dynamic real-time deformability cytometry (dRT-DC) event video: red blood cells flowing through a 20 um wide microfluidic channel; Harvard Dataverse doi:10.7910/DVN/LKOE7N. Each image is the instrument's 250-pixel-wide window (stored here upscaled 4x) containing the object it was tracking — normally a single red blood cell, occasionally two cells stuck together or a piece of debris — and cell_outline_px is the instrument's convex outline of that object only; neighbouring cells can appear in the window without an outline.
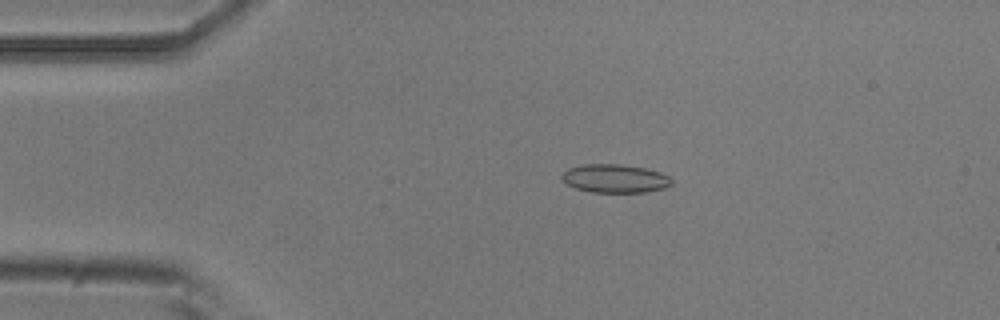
{"species": "common noctule bat (a hibernating species)", "species_latin": "Nyctalus noctula", "temperature_condition": "room temperature", "stored_images_in_passage": 4, "camera_frame_rate_fps": 3000, "um_per_image_px": 0.085, "animal": {"sex": "male", "body_mass_g": 20.5, "forearm_length_mm": 52.5}, "frame": {"image": 1, "passage_image": 3, "time_ms": 0.667, "image_size_px": [1000, 320], "cell_outline_px": [[672, 184], [664, 188], [644, 192], [592, 192], [576, 188], [568, 184], [560, 176], [568, 168], [580, 164], [620, 164], [644, 168], [660, 172], [668, 176], [672, 180]], "centroid_in_image_um": [52.26, 15.16], "position_along_channel_um": 32.7, "area_um2": 18.09}}